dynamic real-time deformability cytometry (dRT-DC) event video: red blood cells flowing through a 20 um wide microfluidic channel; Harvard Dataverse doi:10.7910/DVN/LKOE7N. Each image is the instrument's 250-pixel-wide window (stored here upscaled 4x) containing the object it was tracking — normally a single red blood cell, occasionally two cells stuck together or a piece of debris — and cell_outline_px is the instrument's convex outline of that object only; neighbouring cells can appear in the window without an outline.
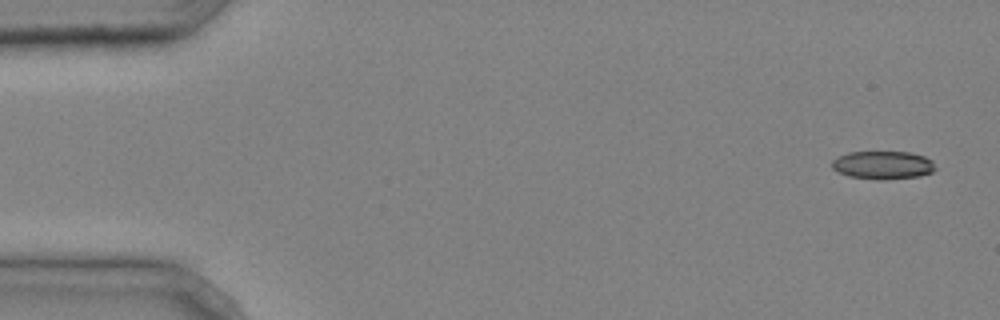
{"species": "common noctule bat (a hibernating species)", "species_latin": "Nyctalus noctula", "temperature_condition": "cold", "stored_images_in_passage": 4, "camera_frame_rate_fps": 3000, "um_per_image_px": 0.085, "animal": {"sex": "male", "body_mass_g": 20.4}, "frame": {"image": 1, "passage_image": 1, "time_ms": 0.0, "image_size_px": [1000, 320], "cell_outline_px": [[936, 168], [932, 172], [920, 176], [880, 180], [848, 176], [832, 168], [832, 160], [848, 152], [908, 152], [924, 156], [932, 160]], "centroid_in_image_um": [75.06, 14.03], "position_along_channel_um": 9.9, "area_um2": 16.88}}
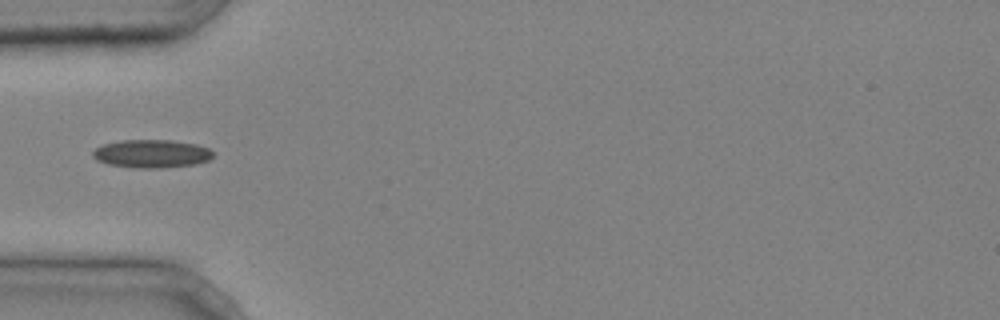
{"frame": {"image": 2, "passage_image": 4, "time_ms": 1.0, "image_size_px": [1000, 320], "cell_outline_px": [[212, 156], [208, 160], [196, 164], [164, 168], [132, 168], [108, 164], [96, 160], [92, 156], [92, 152], [96, 148], [104, 144], [120, 140], [172, 140], [196, 144], [208, 148], [212, 152]], "centroid_in_image_um": [12.86, 13.07], "position_along_channel_um": 72.1, "area_um2": 19.83}}